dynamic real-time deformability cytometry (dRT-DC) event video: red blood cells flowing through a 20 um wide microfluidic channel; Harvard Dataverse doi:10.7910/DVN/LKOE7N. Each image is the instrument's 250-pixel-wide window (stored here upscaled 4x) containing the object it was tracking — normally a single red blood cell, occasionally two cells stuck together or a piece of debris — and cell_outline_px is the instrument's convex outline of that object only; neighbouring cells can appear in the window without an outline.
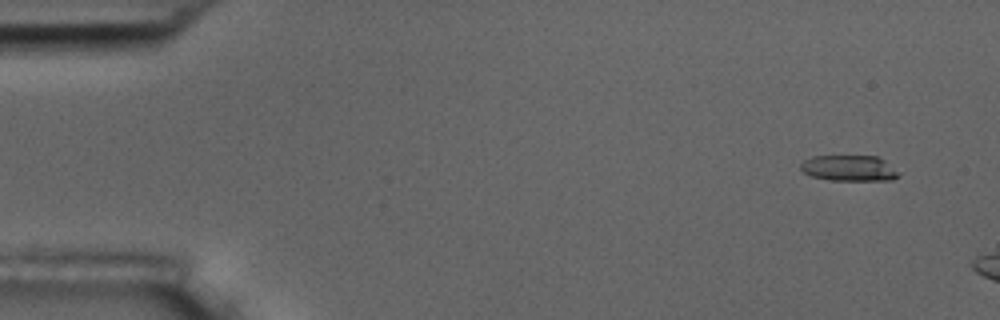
{"species": "common noctule bat (a hibernating species)", "species_latin": "Nyctalus noctula", "temperature_condition": "room temperature", "stored_images_in_passage": 4, "camera_frame_rate_fps": 3000, "um_per_image_px": 0.085, "animal": {"sex": "male", "body_mass_g": 17.5, "forearm_length_mm": 52.3}, "frame": {"image": 1, "passage_image": 1, "time_ms": 0.0, "image_size_px": [1000, 320], "cell_outline_px": [[900, 176], [892, 180], [828, 180], [812, 176], [804, 172], [800, 168], [800, 164], [804, 160], [812, 156], [876, 156], [884, 160], [900, 172]], "centroid_in_image_um": [72.19, 14.3], "position_along_channel_um": 12.8, "area_um2": 14.8}}